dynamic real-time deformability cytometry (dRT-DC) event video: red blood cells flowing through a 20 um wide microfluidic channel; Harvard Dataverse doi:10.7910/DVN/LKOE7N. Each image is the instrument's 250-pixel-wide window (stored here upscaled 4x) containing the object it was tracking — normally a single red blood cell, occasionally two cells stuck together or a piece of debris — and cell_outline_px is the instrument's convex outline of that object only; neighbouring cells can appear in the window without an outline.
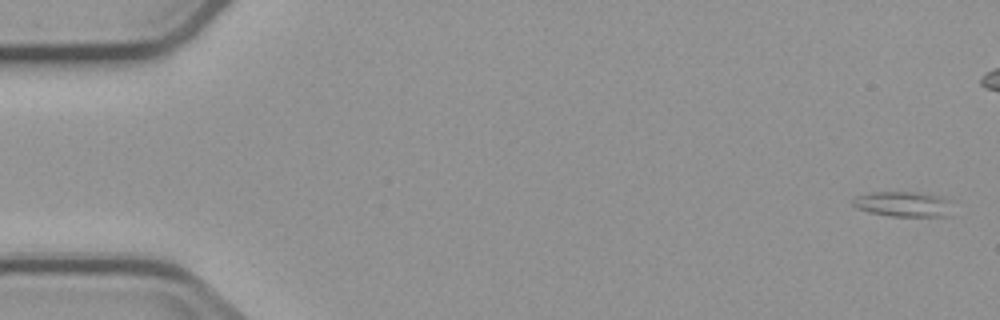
{"species": "common noctule bat (a hibernating species)", "species_latin": "Nyctalus noctula", "temperature_condition": "cold", "stored_images_in_passage": 6, "camera_frame_rate_fps": 3000, "um_per_image_px": 0.085, "animal": {"sex": "male", "body_mass_g": 23.1, "forearm_length_mm": 52.7}, "frame": {"image": 1, "passage_image": 1, "time_ms": 0.0, "image_size_px": [1000, 320], "cell_outline_px": [[952, 216], [888, 216], [868, 212], [856, 208], [852, 204], [852, 200], [856, 196], [872, 192], [920, 192], [944, 196], [952, 200]], "centroid_in_image_um": [76.85, 17.35], "position_along_channel_um": 8.1, "area_um2": 15.14}}